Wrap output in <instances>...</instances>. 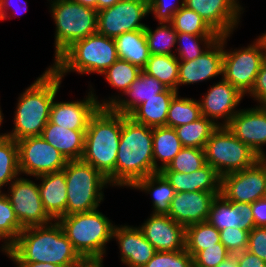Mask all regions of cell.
<instances>
[{
	"label": "cell",
	"mask_w": 266,
	"mask_h": 267,
	"mask_svg": "<svg viewBox=\"0 0 266 267\" xmlns=\"http://www.w3.org/2000/svg\"><path fill=\"white\" fill-rule=\"evenodd\" d=\"M226 127L261 159L266 157V105L240 109Z\"/></svg>",
	"instance_id": "cell-17"
},
{
	"label": "cell",
	"mask_w": 266,
	"mask_h": 267,
	"mask_svg": "<svg viewBox=\"0 0 266 267\" xmlns=\"http://www.w3.org/2000/svg\"><path fill=\"white\" fill-rule=\"evenodd\" d=\"M244 95L223 78L213 83L199 101L202 116L211 119L217 126H226L239 111L236 107ZM221 122H218L219 120Z\"/></svg>",
	"instance_id": "cell-16"
},
{
	"label": "cell",
	"mask_w": 266,
	"mask_h": 267,
	"mask_svg": "<svg viewBox=\"0 0 266 267\" xmlns=\"http://www.w3.org/2000/svg\"><path fill=\"white\" fill-rule=\"evenodd\" d=\"M231 253L220 242L216 246L207 247L193 256V267H217Z\"/></svg>",
	"instance_id": "cell-44"
},
{
	"label": "cell",
	"mask_w": 266,
	"mask_h": 267,
	"mask_svg": "<svg viewBox=\"0 0 266 267\" xmlns=\"http://www.w3.org/2000/svg\"><path fill=\"white\" fill-rule=\"evenodd\" d=\"M182 148L183 145L174 128L167 126L152 128L154 173L167 167Z\"/></svg>",
	"instance_id": "cell-30"
},
{
	"label": "cell",
	"mask_w": 266,
	"mask_h": 267,
	"mask_svg": "<svg viewBox=\"0 0 266 267\" xmlns=\"http://www.w3.org/2000/svg\"><path fill=\"white\" fill-rule=\"evenodd\" d=\"M58 222L83 259H104L106 244L113 240L115 224L99 209L66 215Z\"/></svg>",
	"instance_id": "cell-6"
},
{
	"label": "cell",
	"mask_w": 266,
	"mask_h": 267,
	"mask_svg": "<svg viewBox=\"0 0 266 267\" xmlns=\"http://www.w3.org/2000/svg\"><path fill=\"white\" fill-rule=\"evenodd\" d=\"M148 6L149 14L152 13L159 23H170L173 16L185 6V0H149Z\"/></svg>",
	"instance_id": "cell-46"
},
{
	"label": "cell",
	"mask_w": 266,
	"mask_h": 267,
	"mask_svg": "<svg viewBox=\"0 0 266 267\" xmlns=\"http://www.w3.org/2000/svg\"><path fill=\"white\" fill-rule=\"evenodd\" d=\"M90 86L86 98L76 101H54L51 104L49 122L71 130H86L89 119L98 110V96Z\"/></svg>",
	"instance_id": "cell-21"
},
{
	"label": "cell",
	"mask_w": 266,
	"mask_h": 267,
	"mask_svg": "<svg viewBox=\"0 0 266 267\" xmlns=\"http://www.w3.org/2000/svg\"><path fill=\"white\" fill-rule=\"evenodd\" d=\"M219 230L208 221L186 227L185 249L193 257L197 252L220 243Z\"/></svg>",
	"instance_id": "cell-34"
},
{
	"label": "cell",
	"mask_w": 266,
	"mask_h": 267,
	"mask_svg": "<svg viewBox=\"0 0 266 267\" xmlns=\"http://www.w3.org/2000/svg\"><path fill=\"white\" fill-rule=\"evenodd\" d=\"M97 10V0H70Z\"/></svg>",
	"instance_id": "cell-57"
},
{
	"label": "cell",
	"mask_w": 266,
	"mask_h": 267,
	"mask_svg": "<svg viewBox=\"0 0 266 267\" xmlns=\"http://www.w3.org/2000/svg\"><path fill=\"white\" fill-rule=\"evenodd\" d=\"M67 184L66 215L90 212L104 201L108 179L92 165L82 160L68 161L63 168Z\"/></svg>",
	"instance_id": "cell-7"
},
{
	"label": "cell",
	"mask_w": 266,
	"mask_h": 267,
	"mask_svg": "<svg viewBox=\"0 0 266 267\" xmlns=\"http://www.w3.org/2000/svg\"><path fill=\"white\" fill-rule=\"evenodd\" d=\"M206 164L204 149L183 147L167 167L160 171H175L188 174L201 169Z\"/></svg>",
	"instance_id": "cell-42"
},
{
	"label": "cell",
	"mask_w": 266,
	"mask_h": 267,
	"mask_svg": "<svg viewBox=\"0 0 266 267\" xmlns=\"http://www.w3.org/2000/svg\"><path fill=\"white\" fill-rule=\"evenodd\" d=\"M220 195L228 202L253 203L266 197V157L221 177Z\"/></svg>",
	"instance_id": "cell-13"
},
{
	"label": "cell",
	"mask_w": 266,
	"mask_h": 267,
	"mask_svg": "<svg viewBox=\"0 0 266 267\" xmlns=\"http://www.w3.org/2000/svg\"><path fill=\"white\" fill-rule=\"evenodd\" d=\"M149 15L148 1L120 0L114 6L98 11L97 33L115 39L123 33L145 30L142 19Z\"/></svg>",
	"instance_id": "cell-12"
},
{
	"label": "cell",
	"mask_w": 266,
	"mask_h": 267,
	"mask_svg": "<svg viewBox=\"0 0 266 267\" xmlns=\"http://www.w3.org/2000/svg\"><path fill=\"white\" fill-rule=\"evenodd\" d=\"M218 38L219 36H198L178 33L176 40V46L178 47H175L176 52L174 54L179 61L194 60L203 54Z\"/></svg>",
	"instance_id": "cell-40"
},
{
	"label": "cell",
	"mask_w": 266,
	"mask_h": 267,
	"mask_svg": "<svg viewBox=\"0 0 266 267\" xmlns=\"http://www.w3.org/2000/svg\"><path fill=\"white\" fill-rule=\"evenodd\" d=\"M247 250L266 262V227H254L249 232Z\"/></svg>",
	"instance_id": "cell-47"
},
{
	"label": "cell",
	"mask_w": 266,
	"mask_h": 267,
	"mask_svg": "<svg viewBox=\"0 0 266 267\" xmlns=\"http://www.w3.org/2000/svg\"><path fill=\"white\" fill-rule=\"evenodd\" d=\"M177 33L198 36H219L194 10L182 7L170 22Z\"/></svg>",
	"instance_id": "cell-38"
},
{
	"label": "cell",
	"mask_w": 266,
	"mask_h": 267,
	"mask_svg": "<svg viewBox=\"0 0 266 267\" xmlns=\"http://www.w3.org/2000/svg\"><path fill=\"white\" fill-rule=\"evenodd\" d=\"M255 227H266V197L252 203Z\"/></svg>",
	"instance_id": "cell-51"
},
{
	"label": "cell",
	"mask_w": 266,
	"mask_h": 267,
	"mask_svg": "<svg viewBox=\"0 0 266 267\" xmlns=\"http://www.w3.org/2000/svg\"><path fill=\"white\" fill-rule=\"evenodd\" d=\"M16 267H64L61 265L51 264V263H14Z\"/></svg>",
	"instance_id": "cell-54"
},
{
	"label": "cell",
	"mask_w": 266,
	"mask_h": 267,
	"mask_svg": "<svg viewBox=\"0 0 266 267\" xmlns=\"http://www.w3.org/2000/svg\"><path fill=\"white\" fill-rule=\"evenodd\" d=\"M38 184L44 210L53 221L66 216L67 184L63 170L39 175Z\"/></svg>",
	"instance_id": "cell-23"
},
{
	"label": "cell",
	"mask_w": 266,
	"mask_h": 267,
	"mask_svg": "<svg viewBox=\"0 0 266 267\" xmlns=\"http://www.w3.org/2000/svg\"><path fill=\"white\" fill-rule=\"evenodd\" d=\"M20 174L37 177L63 170L68 160L42 136H31L17 141Z\"/></svg>",
	"instance_id": "cell-11"
},
{
	"label": "cell",
	"mask_w": 266,
	"mask_h": 267,
	"mask_svg": "<svg viewBox=\"0 0 266 267\" xmlns=\"http://www.w3.org/2000/svg\"><path fill=\"white\" fill-rule=\"evenodd\" d=\"M207 221L220 231L228 227H239L241 217L235 206L219 195L213 201Z\"/></svg>",
	"instance_id": "cell-41"
},
{
	"label": "cell",
	"mask_w": 266,
	"mask_h": 267,
	"mask_svg": "<svg viewBox=\"0 0 266 267\" xmlns=\"http://www.w3.org/2000/svg\"><path fill=\"white\" fill-rule=\"evenodd\" d=\"M116 60L115 40L95 33L74 42L50 67L63 80L69 72L103 74Z\"/></svg>",
	"instance_id": "cell-5"
},
{
	"label": "cell",
	"mask_w": 266,
	"mask_h": 267,
	"mask_svg": "<svg viewBox=\"0 0 266 267\" xmlns=\"http://www.w3.org/2000/svg\"><path fill=\"white\" fill-rule=\"evenodd\" d=\"M23 229L7 195L0 193V240L4 242L0 247L2 252L11 249Z\"/></svg>",
	"instance_id": "cell-36"
},
{
	"label": "cell",
	"mask_w": 266,
	"mask_h": 267,
	"mask_svg": "<svg viewBox=\"0 0 266 267\" xmlns=\"http://www.w3.org/2000/svg\"><path fill=\"white\" fill-rule=\"evenodd\" d=\"M114 40L118 59L128 61L141 70L146 66L151 53L144 30L126 32Z\"/></svg>",
	"instance_id": "cell-29"
},
{
	"label": "cell",
	"mask_w": 266,
	"mask_h": 267,
	"mask_svg": "<svg viewBox=\"0 0 266 267\" xmlns=\"http://www.w3.org/2000/svg\"><path fill=\"white\" fill-rule=\"evenodd\" d=\"M18 1V0H17ZM20 1V0H19ZM18 1V2H19ZM16 2V1H15ZM15 2H14V0H0V20L2 21H4V20H6V19H11L12 17H10V16H8L9 14H10V12H8L10 9L11 10H13L14 9V11H15V8H18V9H16V14H18L19 12H18V10H19V7L18 6H20V5H13V4H15ZM17 2V3H18ZM21 3L23 4H21L22 6H21V8H20V12L22 13V12H27V9H28V6H27V0H22L21 1ZM14 6V7H13ZM13 7V8H12ZM23 10V11H22ZM19 16H21L20 15V13L18 14Z\"/></svg>",
	"instance_id": "cell-52"
},
{
	"label": "cell",
	"mask_w": 266,
	"mask_h": 267,
	"mask_svg": "<svg viewBox=\"0 0 266 267\" xmlns=\"http://www.w3.org/2000/svg\"><path fill=\"white\" fill-rule=\"evenodd\" d=\"M75 267H104L103 259H83Z\"/></svg>",
	"instance_id": "cell-53"
},
{
	"label": "cell",
	"mask_w": 266,
	"mask_h": 267,
	"mask_svg": "<svg viewBox=\"0 0 266 267\" xmlns=\"http://www.w3.org/2000/svg\"><path fill=\"white\" fill-rule=\"evenodd\" d=\"M156 251H182L185 249L186 228L168 215L150 214L138 226Z\"/></svg>",
	"instance_id": "cell-20"
},
{
	"label": "cell",
	"mask_w": 266,
	"mask_h": 267,
	"mask_svg": "<svg viewBox=\"0 0 266 267\" xmlns=\"http://www.w3.org/2000/svg\"><path fill=\"white\" fill-rule=\"evenodd\" d=\"M86 130H71L48 122L42 138L65 156L68 161L81 160L84 153Z\"/></svg>",
	"instance_id": "cell-26"
},
{
	"label": "cell",
	"mask_w": 266,
	"mask_h": 267,
	"mask_svg": "<svg viewBox=\"0 0 266 267\" xmlns=\"http://www.w3.org/2000/svg\"><path fill=\"white\" fill-rule=\"evenodd\" d=\"M206 163L220 177L253 166L260 158L226 126H218L205 145Z\"/></svg>",
	"instance_id": "cell-9"
},
{
	"label": "cell",
	"mask_w": 266,
	"mask_h": 267,
	"mask_svg": "<svg viewBox=\"0 0 266 267\" xmlns=\"http://www.w3.org/2000/svg\"><path fill=\"white\" fill-rule=\"evenodd\" d=\"M158 24L154 31L148 25L144 30L151 55H175L172 48L176 47L178 33L170 23Z\"/></svg>",
	"instance_id": "cell-39"
},
{
	"label": "cell",
	"mask_w": 266,
	"mask_h": 267,
	"mask_svg": "<svg viewBox=\"0 0 266 267\" xmlns=\"http://www.w3.org/2000/svg\"><path fill=\"white\" fill-rule=\"evenodd\" d=\"M5 255L14 263L43 262L64 267H75L83 260L58 221L24 228Z\"/></svg>",
	"instance_id": "cell-1"
},
{
	"label": "cell",
	"mask_w": 266,
	"mask_h": 267,
	"mask_svg": "<svg viewBox=\"0 0 266 267\" xmlns=\"http://www.w3.org/2000/svg\"><path fill=\"white\" fill-rule=\"evenodd\" d=\"M223 69V35L198 58L179 61L178 90L182 85L203 82L219 75Z\"/></svg>",
	"instance_id": "cell-19"
},
{
	"label": "cell",
	"mask_w": 266,
	"mask_h": 267,
	"mask_svg": "<svg viewBox=\"0 0 266 267\" xmlns=\"http://www.w3.org/2000/svg\"><path fill=\"white\" fill-rule=\"evenodd\" d=\"M143 267H193V257L186 250L156 251Z\"/></svg>",
	"instance_id": "cell-43"
},
{
	"label": "cell",
	"mask_w": 266,
	"mask_h": 267,
	"mask_svg": "<svg viewBox=\"0 0 266 267\" xmlns=\"http://www.w3.org/2000/svg\"><path fill=\"white\" fill-rule=\"evenodd\" d=\"M62 79L49 66L18 97L14 126L7 132L9 138L18 141L22 138L40 136L49 122L51 104L59 92Z\"/></svg>",
	"instance_id": "cell-2"
},
{
	"label": "cell",
	"mask_w": 266,
	"mask_h": 267,
	"mask_svg": "<svg viewBox=\"0 0 266 267\" xmlns=\"http://www.w3.org/2000/svg\"><path fill=\"white\" fill-rule=\"evenodd\" d=\"M237 257L238 267H266V262L257 255L248 250L235 254Z\"/></svg>",
	"instance_id": "cell-50"
},
{
	"label": "cell",
	"mask_w": 266,
	"mask_h": 267,
	"mask_svg": "<svg viewBox=\"0 0 266 267\" xmlns=\"http://www.w3.org/2000/svg\"><path fill=\"white\" fill-rule=\"evenodd\" d=\"M5 194L23 228L46 225L53 221L44 210L38 184L34 181L20 175L9 185Z\"/></svg>",
	"instance_id": "cell-14"
},
{
	"label": "cell",
	"mask_w": 266,
	"mask_h": 267,
	"mask_svg": "<svg viewBox=\"0 0 266 267\" xmlns=\"http://www.w3.org/2000/svg\"><path fill=\"white\" fill-rule=\"evenodd\" d=\"M232 203L237 212L240 214L241 222L239 227L246 231H251L255 227V220L252 214V203L245 202H230Z\"/></svg>",
	"instance_id": "cell-49"
},
{
	"label": "cell",
	"mask_w": 266,
	"mask_h": 267,
	"mask_svg": "<svg viewBox=\"0 0 266 267\" xmlns=\"http://www.w3.org/2000/svg\"><path fill=\"white\" fill-rule=\"evenodd\" d=\"M3 119H4V116H3L2 110L0 108V126L3 123ZM6 137H8L7 133H4V134L3 133H0V141L4 140Z\"/></svg>",
	"instance_id": "cell-58"
},
{
	"label": "cell",
	"mask_w": 266,
	"mask_h": 267,
	"mask_svg": "<svg viewBox=\"0 0 266 267\" xmlns=\"http://www.w3.org/2000/svg\"><path fill=\"white\" fill-rule=\"evenodd\" d=\"M217 127L211 119L202 116L194 122L174 129L183 147L204 149L206 142Z\"/></svg>",
	"instance_id": "cell-33"
},
{
	"label": "cell",
	"mask_w": 266,
	"mask_h": 267,
	"mask_svg": "<svg viewBox=\"0 0 266 267\" xmlns=\"http://www.w3.org/2000/svg\"><path fill=\"white\" fill-rule=\"evenodd\" d=\"M142 70L128 61L118 59L112 66H110L102 75L105 76L108 84L111 87L121 91L119 95H114L106 100L98 102L99 107H110L123 93L130 87V85L137 79Z\"/></svg>",
	"instance_id": "cell-31"
},
{
	"label": "cell",
	"mask_w": 266,
	"mask_h": 267,
	"mask_svg": "<svg viewBox=\"0 0 266 267\" xmlns=\"http://www.w3.org/2000/svg\"><path fill=\"white\" fill-rule=\"evenodd\" d=\"M249 232L240 227H228L220 230V241L231 254L247 250Z\"/></svg>",
	"instance_id": "cell-45"
},
{
	"label": "cell",
	"mask_w": 266,
	"mask_h": 267,
	"mask_svg": "<svg viewBox=\"0 0 266 267\" xmlns=\"http://www.w3.org/2000/svg\"><path fill=\"white\" fill-rule=\"evenodd\" d=\"M185 6L199 14L219 36L233 34L245 10L238 0H185Z\"/></svg>",
	"instance_id": "cell-15"
},
{
	"label": "cell",
	"mask_w": 266,
	"mask_h": 267,
	"mask_svg": "<svg viewBox=\"0 0 266 267\" xmlns=\"http://www.w3.org/2000/svg\"><path fill=\"white\" fill-rule=\"evenodd\" d=\"M223 35L222 77L236 87L244 96L252 90L256 76L264 61L263 33L252 44L234 50L225 49L227 39ZM229 37V38H228Z\"/></svg>",
	"instance_id": "cell-10"
},
{
	"label": "cell",
	"mask_w": 266,
	"mask_h": 267,
	"mask_svg": "<svg viewBox=\"0 0 266 267\" xmlns=\"http://www.w3.org/2000/svg\"><path fill=\"white\" fill-rule=\"evenodd\" d=\"M177 94L179 92L176 90L167 88L156 97L137 106L128 116L136 123L151 128L166 126L170 103Z\"/></svg>",
	"instance_id": "cell-27"
},
{
	"label": "cell",
	"mask_w": 266,
	"mask_h": 267,
	"mask_svg": "<svg viewBox=\"0 0 266 267\" xmlns=\"http://www.w3.org/2000/svg\"><path fill=\"white\" fill-rule=\"evenodd\" d=\"M131 189H136L152 196L153 214L168 215L171 201L176 192L160 172L138 180Z\"/></svg>",
	"instance_id": "cell-28"
},
{
	"label": "cell",
	"mask_w": 266,
	"mask_h": 267,
	"mask_svg": "<svg viewBox=\"0 0 266 267\" xmlns=\"http://www.w3.org/2000/svg\"><path fill=\"white\" fill-rule=\"evenodd\" d=\"M112 239H117L121 262L127 267H143L156 253L137 226L115 225Z\"/></svg>",
	"instance_id": "cell-22"
},
{
	"label": "cell",
	"mask_w": 266,
	"mask_h": 267,
	"mask_svg": "<svg viewBox=\"0 0 266 267\" xmlns=\"http://www.w3.org/2000/svg\"><path fill=\"white\" fill-rule=\"evenodd\" d=\"M217 267H238L237 257L235 254L228 256Z\"/></svg>",
	"instance_id": "cell-55"
},
{
	"label": "cell",
	"mask_w": 266,
	"mask_h": 267,
	"mask_svg": "<svg viewBox=\"0 0 266 267\" xmlns=\"http://www.w3.org/2000/svg\"><path fill=\"white\" fill-rule=\"evenodd\" d=\"M55 24L54 61L74 42L97 33L98 11L70 0H51Z\"/></svg>",
	"instance_id": "cell-8"
},
{
	"label": "cell",
	"mask_w": 266,
	"mask_h": 267,
	"mask_svg": "<svg viewBox=\"0 0 266 267\" xmlns=\"http://www.w3.org/2000/svg\"><path fill=\"white\" fill-rule=\"evenodd\" d=\"M166 89L167 87L155 77L141 71L137 79L123 93L125 96H120L110 108L116 113L128 116L137 106L156 97Z\"/></svg>",
	"instance_id": "cell-24"
},
{
	"label": "cell",
	"mask_w": 266,
	"mask_h": 267,
	"mask_svg": "<svg viewBox=\"0 0 266 267\" xmlns=\"http://www.w3.org/2000/svg\"><path fill=\"white\" fill-rule=\"evenodd\" d=\"M159 172L175 189V192H220L221 177L210 164L188 174L175 171Z\"/></svg>",
	"instance_id": "cell-25"
},
{
	"label": "cell",
	"mask_w": 266,
	"mask_h": 267,
	"mask_svg": "<svg viewBox=\"0 0 266 267\" xmlns=\"http://www.w3.org/2000/svg\"><path fill=\"white\" fill-rule=\"evenodd\" d=\"M20 175L17 141L6 137L0 141V193Z\"/></svg>",
	"instance_id": "cell-37"
},
{
	"label": "cell",
	"mask_w": 266,
	"mask_h": 267,
	"mask_svg": "<svg viewBox=\"0 0 266 267\" xmlns=\"http://www.w3.org/2000/svg\"><path fill=\"white\" fill-rule=\"evenodd\" d=\"M120 0H97V11L114 6Z\"/></svg>",
	"instance_id": "cell-56"
},
{
	"label": "cell",
	"mask_w": 266,
	"mask_h": 267,
	"mask_svg": "<svg viewBox=\"0 0 266 267\" xmlns=\"http://www.w3.org/2000/svg\"><path fill=\"white\" fill-rule=\"evenodd\" d=\"M219 195L220 192H176L168 216L185 228L205 222L208 220L213 201Z\"/></svg>",
	"instance_id": "cell-18"
},
{
	"label": "cell",
	"mask_w": 266,
	"mask_h": 267,
	"mask_svg": "<svg viewBox=\"0 0 266 267\" xmlns=\"http://www.w3.org/2000/svg\"><path fill=\"white\" fill-rule=\"evenodd\" d=\"M263 50H264V61L266 63V32L263 33Z\"/></svg>",
	"instance_id": "cell-59"
},
{
	"label": "cell",
	"mask_w": 266,
	"mask_h": 267,
	"mask_svg": "<svg viewBox=\"0 0 266 267\" xmlns=\"http://www.w3.org/2000/svg\"><path fill=\"white\" fill-rule=\"evenodd\" d=\"M122 131V114L110 107H99L85 132L82 161L92 165L115 186V165Z\"/></svg>",
	"instance_id": "cell-4"
},
{
	"label": "cell",
	"mask_w": 266,
	"mask_h": 267,
	"mask_svg": "<svg viewBox=\"0 0 266 267\" xmlns=\"http://www.w3.org/2000/svg\"><path fill=\"white\" fill-rule=\"evenodd\" d=\"M202 117L199 101L193 98L180 97L172 99L168 109L166 126L176 128L194 122Z\"/></svg>",
	"instance_id": "cell-35"
},
{
	"label": "cell",
	"mask_w": 266,
	"mask_h": 267,
	"mask_svg": "<svg viewBox=\"0 0 266 267\" xmlns=\"http://www.w3.org/2000/svg\"><path fill=\"white\" fill-rule=\"evenodd\" d=\"M258 105H266V63L264 62L256 76L252 90L248 93Z\"/></svg>",
	"instance_id": "cell-48"
},
{
	"label": "cell",
	"mask_w": 266,
	"mask_h": 267,
	"mask_svg": "<svg viewBox=\"0 0 266 267\" xmlns=\"http://www.w3.org/2000/svg\"><path fill=\"white\" fill-rule=\"evenodd\" d=\"M154 174L152 128L122 114V131L115 165V187L131 188Z\"/></svg>",
	"instance_id": "cell-3"
},
{
	"label": "cell",
	"mask_w": 266,
	"mask_h": 267,
	"mask_svg": "<svg viewBox=\"0 0 266 267\" xmlns=\"http://www.w3.org/2000/svg\"><path fill=\"white\" fill-rule=\"evenodd\" d=\"M142 71L178 92L179 60L175 55H151Z\"/></svg>",
	"instance_id": "cell-32"
}]
</instances>
